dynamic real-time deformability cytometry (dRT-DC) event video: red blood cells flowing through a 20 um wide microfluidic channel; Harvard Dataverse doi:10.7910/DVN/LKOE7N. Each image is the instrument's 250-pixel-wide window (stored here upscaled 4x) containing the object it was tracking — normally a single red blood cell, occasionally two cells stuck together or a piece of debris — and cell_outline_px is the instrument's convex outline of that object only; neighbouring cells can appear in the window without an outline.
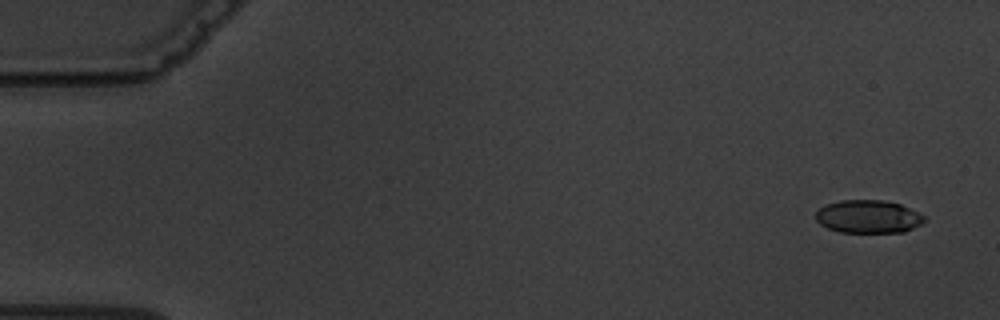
{"species": "common noctule bat (a hibernating species)", "species_latin": "Nyctalus noctula", "temperature_condition": "warm", "stored_images_in_passage": 4, "camera_frame_rate_fps": 3000, "um_per_image_px": 0.085, "animal": {"sex": "male", "body_mass_g": 19.5, "forearm_length_mm": 54.6}, "frame": {"image": 1, "passage_image": 1, "time_ms": 0.0, "image_size_px": [1000, 320], "cell_outline_px": [[924, 220], [920, 224], [904, 232], [840, 232], [828, 228], [820, 224], [816, 220], [816, 212], [820, 208], [828, 204], [840, 200], [884, 200], [900, 204], [924, 216]], "centroid_in_image_um": [73.77, 18.41], "position_along_channel_um": 11.2, "area_um2": 20.63}}
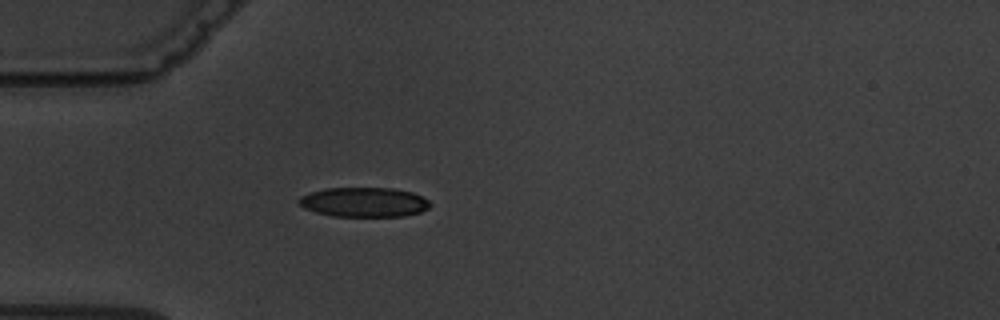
{"frame": {"image": 2, "passage_image": 4, "time_ms": 4.667, "image_size_px": [1000, 320], "cell_outline_px": [[432, 204], [428, 208], [420, 212], [404, 216], [332, 216], [316, 212], [304, 208], [296, 200], [300, 196], [312, 192], [328, 188], [392, 188], [412, 192], [428, 200]], "centroid_in_image_um": [30.94, 17.18], "position_along_channel_um": 54.1, "area_um2": 22.54}}